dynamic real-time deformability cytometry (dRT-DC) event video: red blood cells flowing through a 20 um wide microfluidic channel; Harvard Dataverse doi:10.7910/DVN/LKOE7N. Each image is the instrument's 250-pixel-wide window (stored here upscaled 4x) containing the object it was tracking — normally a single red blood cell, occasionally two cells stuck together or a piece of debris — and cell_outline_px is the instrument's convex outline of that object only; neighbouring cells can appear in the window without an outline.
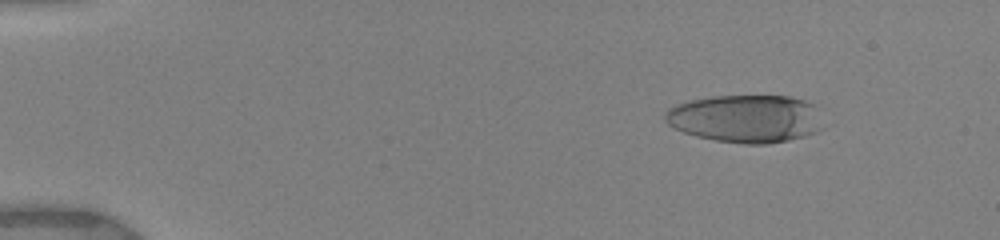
{"species": "human", "species_latin": "Homo sapiens", "temperature_condition": "warm", "stored_images_in_passage": 18, "camera_frame_rate_fps": 3000, "um_per_image_px": 0.085, "donor": {"sex": "female"}, "frame": {"image": 1, "passage_image": 8, "time_ms": 2.0, "image_size_px": [1000, 240], "cell_outline_px": [[824, 128], [816, 132], [804, 136], [788, 140], [768, 144], [744, 144], [716, 140], [696, 136], [684, 132], [668, 124], [664, 120], [664, 116], [668, 108], [688, 100], [712, 96], [788, 96], [804, 100], [812, 104]], "centroid_in_image_um": [63.36, 10.08], "position_along_channel_um": 21.6, "area_um2": 43.93}}